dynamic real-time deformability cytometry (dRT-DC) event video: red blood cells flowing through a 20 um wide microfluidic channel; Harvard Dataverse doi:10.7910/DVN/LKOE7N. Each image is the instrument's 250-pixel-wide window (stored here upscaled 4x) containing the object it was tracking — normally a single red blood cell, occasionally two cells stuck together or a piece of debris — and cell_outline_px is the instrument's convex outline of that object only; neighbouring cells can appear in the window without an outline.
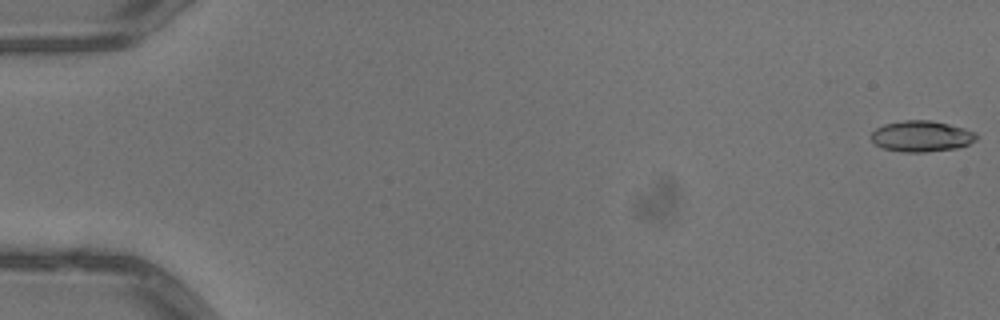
{"species": "common noctule bat (a hibernating species)", "species_latin": "Nyctalus noctula", "temperature_condition": "warm", "stored_images_in_passage": 6, "camera_frame_rate_fps": 3000, "um_per_image_px": 0.085, "animal": {"sex": "male", "body_mass_g": 13.3}, "frame": {"image": 1, "passage_image": 1, "time_ms": 0.0, "image_size_px": [1000, 320], "cell_outline_px": [[980, 136], [976, 140], [960, 148], [928, 152], [900, 152], [884, 148], [876, 144], [872, 140], [872, 132], [876, 128], [884, 124], [904, 120], [932, 120], [964, 128], [976, 132]], "centroid_in_image_um": [78.37, 11.58], "position_along_channel_um": 6.6, "area_um2": 19.19}}
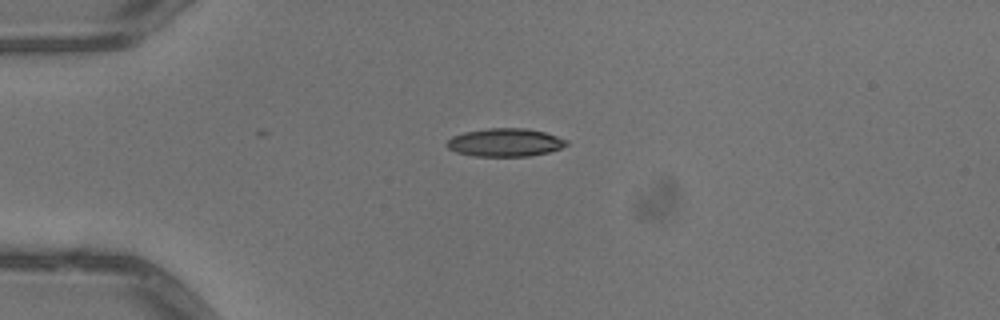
{"frame": {"image": 2, "passage_image": 4, "time_ms": 1.0, "image_size_px": [1000, 320], "cell_outline_px": [[568, 144], [560, 148], [548, 152], [528, 156], [472, 156], [456, 152], [448, 148], [444, 144], [452, 136], [464, 132], [488, 128], [524, 128], [544, 132], [568, 140]], "centroid_in_image_um": [42.9, 12.11], "position_along_channel_um": 42.1, "area_um2": 19.59}}
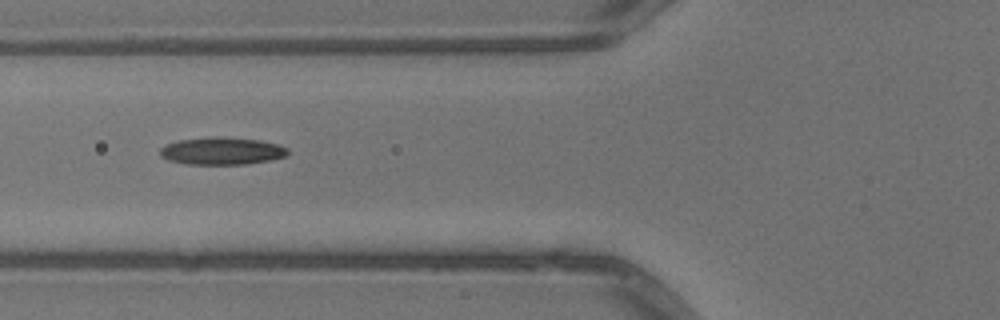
{"frame": {"image": 3, "passage_image": 6, "time_ms": 1.667, "image_size_px": [1000, 320], "cell_outline_px": [[288, 156], [272, 160], [248, 164], [188, 164], [168, 160], [160, 156], [160, 148], [164, 144], [176, 140], [212, 136], [220, 136], [260, 140], [280, 144], [288, 148]], "centroid_in_image_um": [18.87, 12.82], "position_along_channel_um": 106.9, "area_um2": 20.87}}